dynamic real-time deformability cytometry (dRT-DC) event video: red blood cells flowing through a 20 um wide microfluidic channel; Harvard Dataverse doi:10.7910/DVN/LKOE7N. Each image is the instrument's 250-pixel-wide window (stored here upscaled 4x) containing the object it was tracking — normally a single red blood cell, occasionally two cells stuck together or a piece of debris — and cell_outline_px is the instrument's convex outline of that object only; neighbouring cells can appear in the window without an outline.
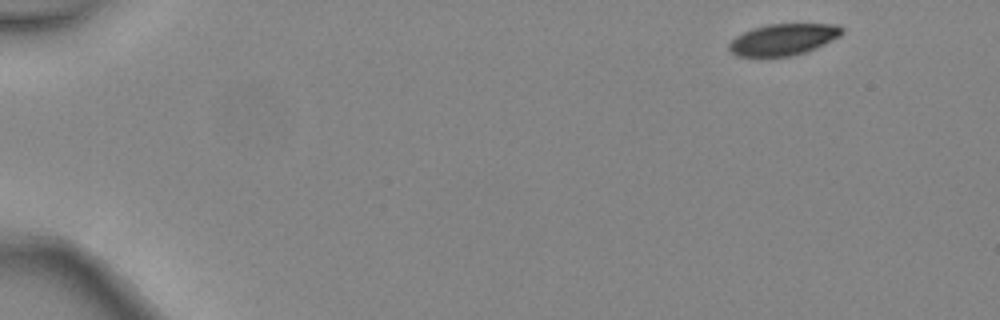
{"species": "common noctule bat (a hibernating species)", "species_latin": "Nyctalus noctula", "temperature_condition": "warm", "stored_images_in_passage": 5, "camera_frame_rate_fps": 3000, "um_per_image_px": 0.085, "animal": {"sex": "female", "body_mass_g": 24.6, "forearm_length_mm": 56.2}, "frame": {"image": 1, "passage_image": 1, "time_ms": 0.0, "image_size_px": [1000, 320], "cell_outline_px": [[844, 32], [840, 36], [824, 44], [804, 52], [792, 56], [736, 56], [728, 48], [728, 44], [736, 36], [752, 28], [768, 24], [836, 24], [844, 28]], "centroid_in_image_um": [66.58, 3.34], "position_along_channel_um": 18.4, "area_um2": 20.58}}
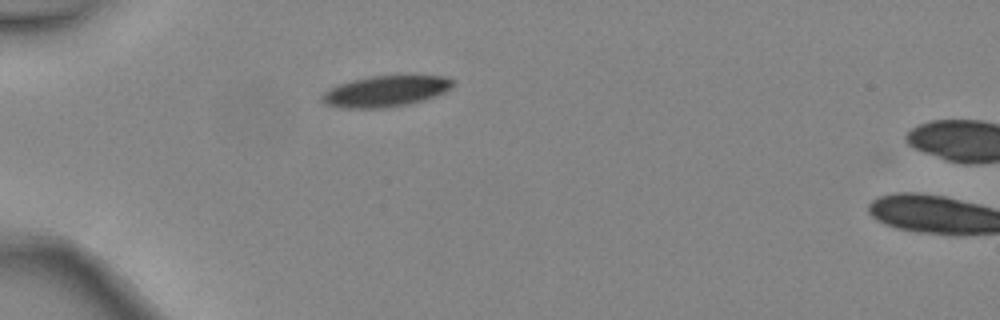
{"frame": {"image": 2, "passage_image": 4, "time_ms": 1.0, "image_size_px": [1000, 320], "cell_outline_px": [[452, 88], [436, 96], [424, 100], [408, 104], [384, 108], [340, 108], [324, 104], [320, 100], [320, 96], [328, 88], [352, 80], [372, 76], [444, 76], [452, 80]], "centroid_in_image_um": [32.72, 7.77], "position_along_channel_um": 52.3, "area_um2": 23.64}}